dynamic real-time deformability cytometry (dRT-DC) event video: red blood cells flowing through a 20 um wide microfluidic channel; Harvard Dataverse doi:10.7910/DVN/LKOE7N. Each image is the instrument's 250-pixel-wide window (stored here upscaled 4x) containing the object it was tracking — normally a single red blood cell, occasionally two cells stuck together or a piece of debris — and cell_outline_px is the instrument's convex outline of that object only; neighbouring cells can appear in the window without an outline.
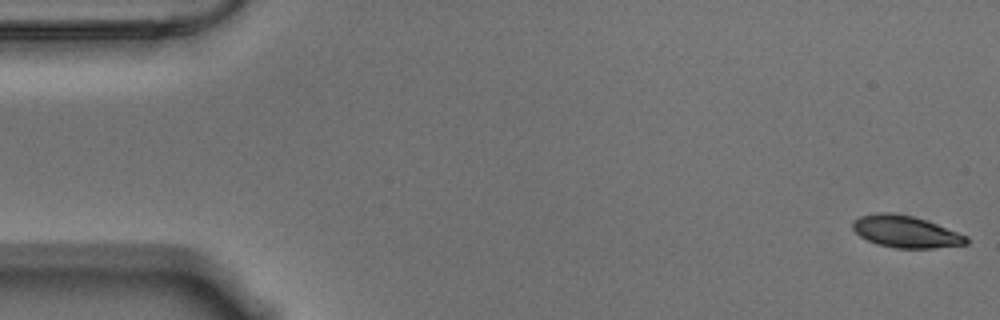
{"species": "Egyptian fruit bat (a non-hibernating species)", "species_latin": "Rousettus aegyptiacus", "temperature_condition": "warm", "stored_images_in_passage": 15, "camera_frame_rate_fps": 3000, "um_per_image_px": 0.085, "animal": {"sex": "male"}, "frame": {"image": 1, "passage_image": 1, "time_ms": 0.0, "image_size_px": [1000, 320], "cell_outline_px": [[968, 244], [932, 248], [896, 248], [876, 244], [860, 236], [852, 228], [852, 220], [860, 216], [876, 212], [888, 212], [912, 216], [936, 224], [968, 236]], "centroid_in_image_um": [76.95, 19.69], "position_along_channel_um": 8.0, "area_um2": 21.04}}
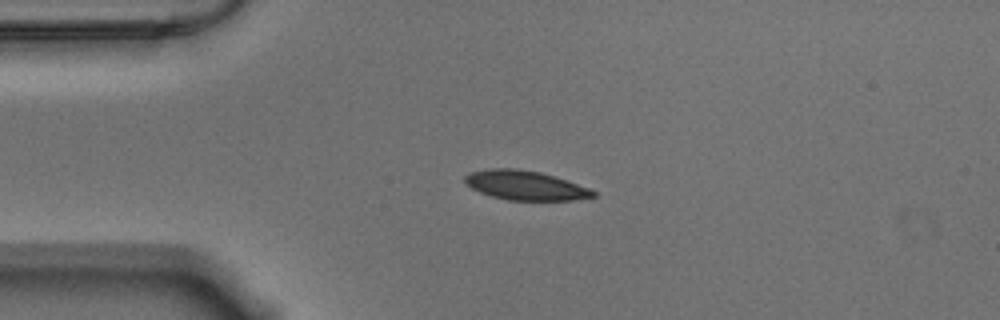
{"frame": {"image": 2, "passage_image": 13, "time_ms": 4.0, "image_size_px": [1000, 320], "cell_outline_px": [[596, 196], [572, 200], [508, 200], [492, 196], [480, 192], [464, 184], [464, 176], [468, 172], [488, 168], [516, 168], [540, 172], [588, 188], [596, 192]], "centroid_in_image_um": [44.57, 15.75], "position_along_channel_um": 40.4, "area_um2": 21.79}}